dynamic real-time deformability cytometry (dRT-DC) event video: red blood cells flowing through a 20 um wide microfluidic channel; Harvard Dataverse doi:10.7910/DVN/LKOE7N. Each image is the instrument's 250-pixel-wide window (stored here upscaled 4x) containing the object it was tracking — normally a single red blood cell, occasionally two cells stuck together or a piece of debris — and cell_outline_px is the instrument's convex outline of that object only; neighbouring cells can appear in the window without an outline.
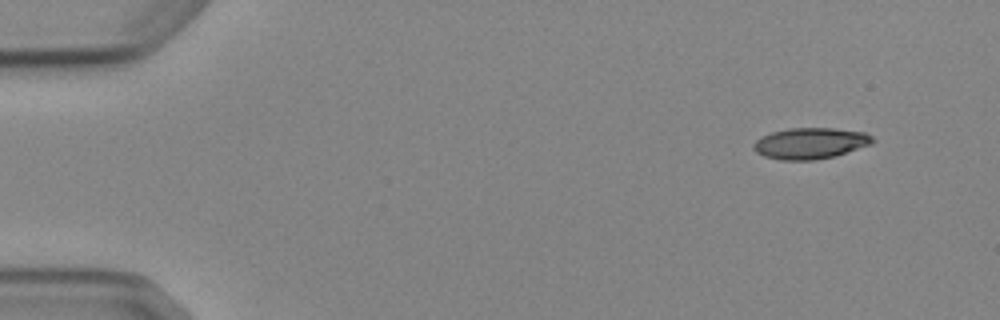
{"species": "Egyptian fruit bat (a non-hibernating species)", "species_latin": "Rousettus aegyptiacus", "temperature_condition": "cold", "stored_images_in_passage": 4, "camera_frame_rate_fps": 3000, "um_per_image_px": 0.085, "animal": {"sex": "female"}, "frame": {"image": 1, "passage_image": 1, "time_ms": 0.0, "image_size_px": [1000, 320], "cell_outline_px": [[876, 140], [872, 144], [836, 156], [816, 160], [780, 160], [764, 156], [756, 152], [752, 148], [752, 144], [756, 140], [772, 132], [788, 128], [832, 128], [864, 132], [872, 136]], "centroid_in_image_um": [68.89, 12.19], "position_along_channel_um": 16.1, "area_um2": 21.73}}
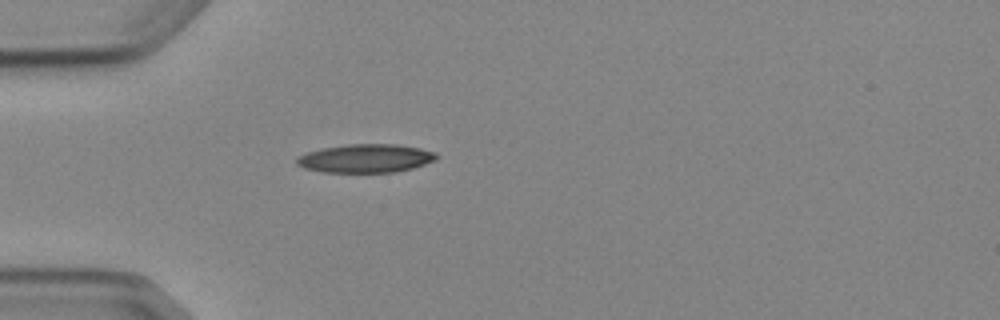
{"frame": {"image": 2, "passage_image": 4, "time_ms": 3.667, "image_size_px": [1000, 320], "cell_outline_px": [[440, 156], [436, 160], [412, 168], [396, 172], [324, 172], [304, 168], [296, 164], [296, 156], [320, 148], [348, 144], [396, 144], [420, 148], [436, 152]], "centroid_in_image_um": [31.09, 13.45], "position_along_channel_um": 53.9, "area_um2": 23.35}}